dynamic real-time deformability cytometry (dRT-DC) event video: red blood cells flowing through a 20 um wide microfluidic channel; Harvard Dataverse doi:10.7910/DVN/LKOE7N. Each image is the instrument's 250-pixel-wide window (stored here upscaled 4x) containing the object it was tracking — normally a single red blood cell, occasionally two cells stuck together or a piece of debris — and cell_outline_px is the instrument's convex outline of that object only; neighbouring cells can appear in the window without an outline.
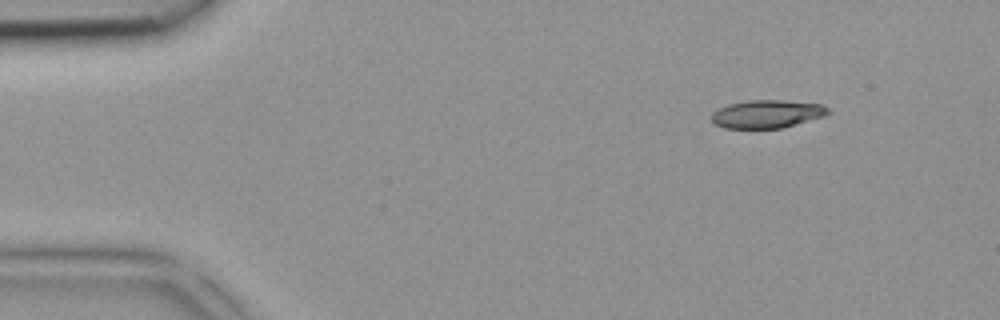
{"species": "common noctule bat (a hibernating species)", "species_latin": "Nyctalus noctula", "temperature_condition": "room temperature", "stored_images_in_passage": 4, "camera_frame_rate_fps": 3000, "um_per_image_px": 0.085, "animal": {"sex": "female", "body_mass_g": 18.4}, "frame": {"image": 1, "passage_image": 1, "time_ms": 0.0, "image_size_px": [1000, 320], "cell_outline_px": [[832, 112], [824, 116], [780, 128], [724, 128], [712, 124], [712, 112], [728, 104], [748, 100], [784, 100], [824, 104]], "centroid_in_image_um": [65.2, 9.68], "position_along_channel_um": 19.8, "area_um2": 19.13}}
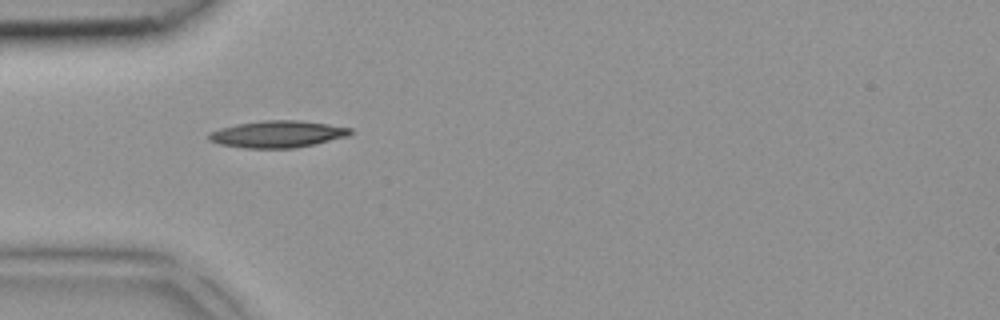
{"frame": {"image": 2, "passage_image": 3, "time_ms": 0.667, "image_size_px": [1000, 320], "cell_outline_px": [[352, 132], [348, 136], [316, 144], [292, 148], [244, 148], [220, 144], [208, 140], [208, 132], [220, 128], [236, 124], [264, 120], [296, 120], [328, 124], [352, 128]], "centroid_in_image_um": [23.57, 11.4], "position_along_channel_um": 61.4, "area_um2": 22.2}}